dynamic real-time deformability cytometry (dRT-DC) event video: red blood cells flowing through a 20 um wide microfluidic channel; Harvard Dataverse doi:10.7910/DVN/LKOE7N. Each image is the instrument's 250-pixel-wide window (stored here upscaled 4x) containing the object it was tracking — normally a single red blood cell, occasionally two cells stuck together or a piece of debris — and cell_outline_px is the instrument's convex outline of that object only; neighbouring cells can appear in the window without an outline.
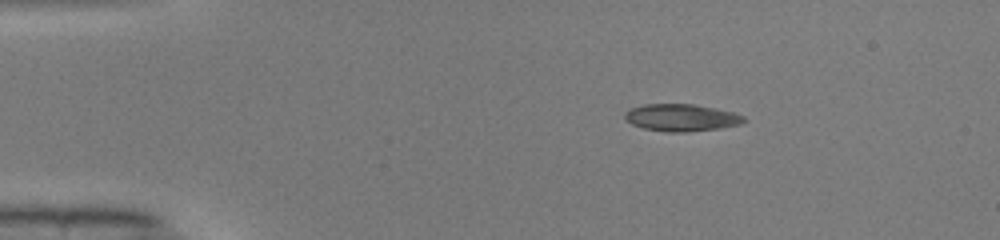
{"species": "common noctule bat (a hibernating species)", "species_latin": "Nyctalus noctula", "temperature_condition": "warm", "stored_images_in_passage": 9, "camera_frame_rate_fps": 3000, "um_per_image_px": 0.085, "animal": {"sex": "male", "body_mass_g": 19.0, "forearm_length_mm": 50.8}, "frame": {"image": 1, "passage_image": 1, "time_ms": 0.0, "image_size_px": [1000, 240], "cell_outline_px": [[748, 120], [740, 124], [720, 128], [684, 132], [668, 132], [644, 128], [632, 124], [624, 120], [624, 112], [628, 108], [644, 104], [692, 104], [716, 108], [732, 112], [744, 116]], "centroid_in_image_um": [57.88, 9.99], "position_along_channel_um": 27.1, "area_um2": 18.96}}